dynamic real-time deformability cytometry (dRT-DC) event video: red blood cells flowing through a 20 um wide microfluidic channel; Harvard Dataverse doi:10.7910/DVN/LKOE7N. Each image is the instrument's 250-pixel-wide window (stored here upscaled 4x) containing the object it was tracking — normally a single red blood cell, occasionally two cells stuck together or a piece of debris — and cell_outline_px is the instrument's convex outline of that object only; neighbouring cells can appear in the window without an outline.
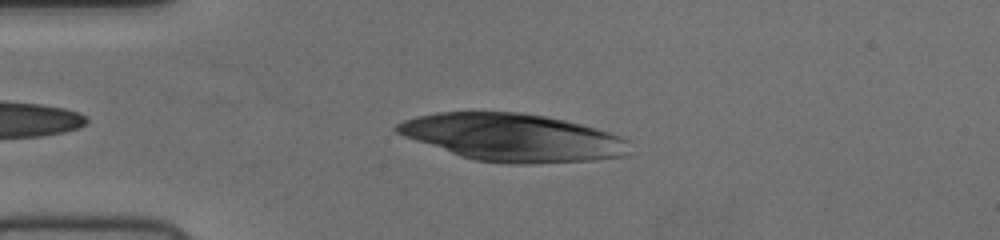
{"species": "human", "species_latin": "Homo sapiens", "temperature_condition": "cold", "stored_images_in_passage": 21, "camera_frame_rate_fps": 3000, "um_per_image_px": 0.085, "donor": {"sex": "female"}, "frame": {"image": 1, "passage_image": 5, "time_ms": 1.333, "image_size_px": [1000, 240], "cell_outline_px": [[628, 140], [624, 156], [596, 160], [532, 164], [508, 164], [476, 160], [460, 156], [404, 136], [396, 132], [392, 128], [396, 124], [404, 120], [416, 116], [436, 112], [520, 112], [548, 116], [596, 128], [620, 136]], "centroid_in_image_um": [43.54, 11.68], "position_along_channel_um": 41.5, "area_um2": 64.27}}